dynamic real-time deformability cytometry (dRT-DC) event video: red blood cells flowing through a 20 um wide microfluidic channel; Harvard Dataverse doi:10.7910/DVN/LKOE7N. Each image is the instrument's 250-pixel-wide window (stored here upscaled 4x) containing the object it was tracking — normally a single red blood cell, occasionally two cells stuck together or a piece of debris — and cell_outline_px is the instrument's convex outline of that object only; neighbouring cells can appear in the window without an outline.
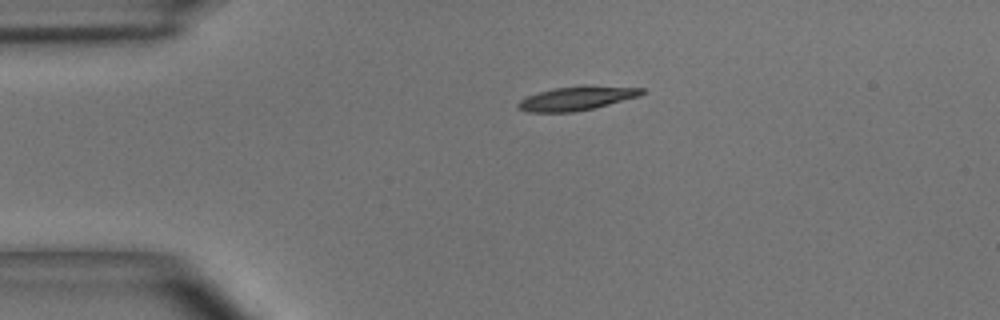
{"species": "common noctule bat (a hibernating species)", "species_latin": "Nyctalus noctula", "temperature_condition": "room temperature", "stored_images_in_passage": 2, "camera_frame_rate_fps": 3000, "um_per_image_px": 0.085, "animal": {"sex": "male", "body_mass_g": 15.6}, "frame": {"image": 1, "passage_image": 1, "time_ms": 0.0, "image_size_px": [1000, 320], "cell_outline_px": [[644, 92], [640, 96], [576, 112], [528, 112], [516, 108], [516, 104], [520, 100], [528, 96], [540, 92], [556, 88], [588, 84], [644, 88]], "centroid_in_image_um": [49.03, 8.34], "position_along_channel_um": 36.0, "area_um2": 17.34}}